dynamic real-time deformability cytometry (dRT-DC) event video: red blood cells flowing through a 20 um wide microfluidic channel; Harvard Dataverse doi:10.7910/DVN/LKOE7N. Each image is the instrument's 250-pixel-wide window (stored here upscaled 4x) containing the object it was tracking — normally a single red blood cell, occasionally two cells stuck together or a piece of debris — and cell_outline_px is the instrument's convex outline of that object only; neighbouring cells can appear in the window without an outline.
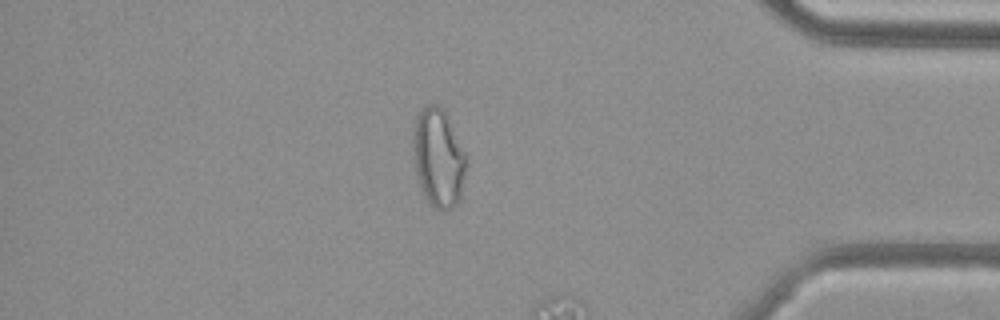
{"species": "common noctule bat (a hibernating species)", "species_latin": "Nyctalus noctula", "temperature_condition": "cold", "stored_images_in_passage": 40, "camera_frame_rate_fps": 3000, "um_per_image_px": 0.085, "animal": {"sex": "female", "body_mass_g": 29.2, "forearm_length_mm": 56.3}, "frame": {"image": 1, "passage_image": 39, "time_ms": 12.667, "image_size_px": [1000, 320], "cell_outline_px": [[468, 160], [460, 196], [456, 204], [452, 208], [444, 212], [440, 212], [428, 204], [420, 192], [412, 152], [412, 136], [416, 116], [428, 104], [440, 104], [444, 108]], "centroid_in_image_um": [37.24, 13.45], "position_along_channel_um": 398.0, "area_um2": 31.21}}